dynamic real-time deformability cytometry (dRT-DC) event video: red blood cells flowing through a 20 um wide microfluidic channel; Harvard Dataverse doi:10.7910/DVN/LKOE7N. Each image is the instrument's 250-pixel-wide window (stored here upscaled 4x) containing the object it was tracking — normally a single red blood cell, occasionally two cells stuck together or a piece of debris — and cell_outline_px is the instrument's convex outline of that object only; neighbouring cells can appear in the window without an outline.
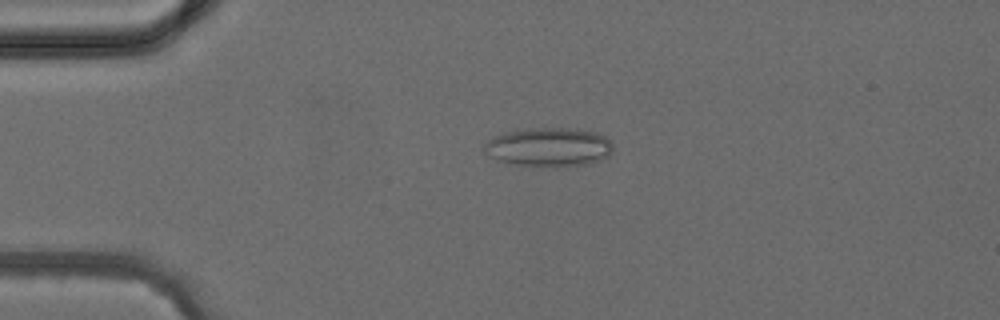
{"species": "common noctule bat (a hibernating species)", "species_latin": "Nyctalus noctula", "temperature_condition": "cold", "stored_images_in_passage": 3, "camera_frame_rate_fps": 3000, "um_per_image_px": 0.085, "animal": {"sex": "female", "body_mass_g": 24.6, "forearm_length_mm": 56.2}, "frame": {"image": 1, "passage_image": 2, "time_ms": 1.333, "image_size_px": [1000, 320], "cell_outline_px": [[612, 152], [608, 156], [588, 164], [564, 168], [556, 168], [516, 164], [500, 160], [484, 152], [484, 144], [492, 136], [516, 128], [576, 128], [596, 132], [612, 140]], "centroid_in_image_um": [46.67, 12.49], "position_along_channel_um": 38.3, "area_um2": 29.82}}